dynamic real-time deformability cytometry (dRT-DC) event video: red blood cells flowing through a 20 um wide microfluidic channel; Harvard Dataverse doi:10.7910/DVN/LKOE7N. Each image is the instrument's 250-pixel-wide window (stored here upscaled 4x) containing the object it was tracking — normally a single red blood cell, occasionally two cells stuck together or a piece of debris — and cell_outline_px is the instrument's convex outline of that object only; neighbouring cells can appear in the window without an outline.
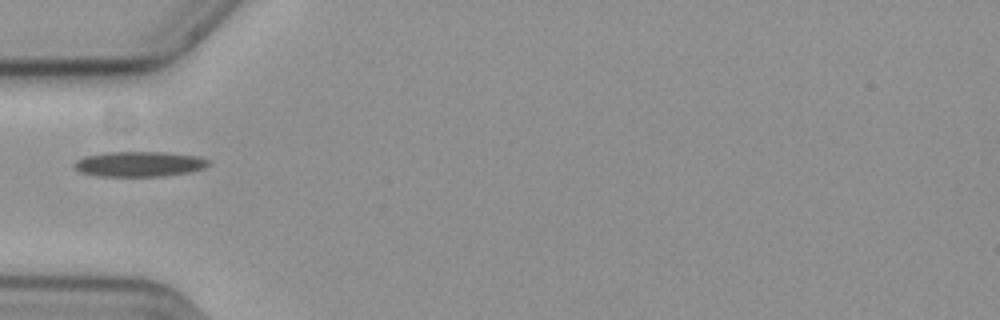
{"species": "common noctule bat (a hibernating species)", "species_latin": "Nyctalus noctula", "temperature_condition": "cold", "stored_images_in_passage": 39, "camera_frame_rate_fps": 3000, "um_per_image_px": 0.085, "animal": {"sex": "female", "body_mass_g": 19.3, "forearm_length_mm": 54.1}, "frame": {"image": 1, "passage_image": 1, "time_ms": 0.0, "image_size_px": [1000, 320], "cell_outline_px": [[212, 164], [204, 168], [192, 172], [164, 176], [96, 176], [80, 172], [72, 164], [76, 160], [84, 156], [104, 152], [164, 152], [200, 156], [208, 160]], "centroid_in_image_um": [11.86, 13.94], "position_along_channel_um": 73.1, "area_um2": 20.0}}
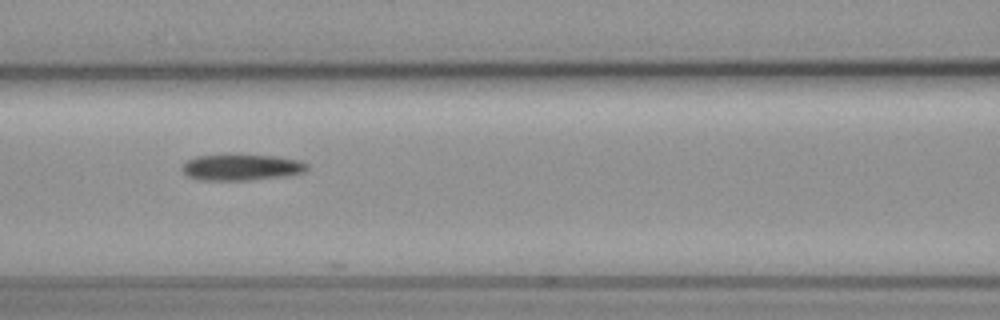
{"frame": {"image": 2, "passage_image": 7, "time_ms": 2.0, "image_size_px": [1000, 320], "cell_outline_px": [[308, 168], [304, 172], [284, 176], [248, 180], [200, 180], [188, 176], [180, 168], [188, 160], [196, 156], [276, 156], [300, 160], [308, 164]], "centroid_in_image_um": [20.54, 14.24], "position_along_channel_um": 146.1, "area_um2": 18.61}}
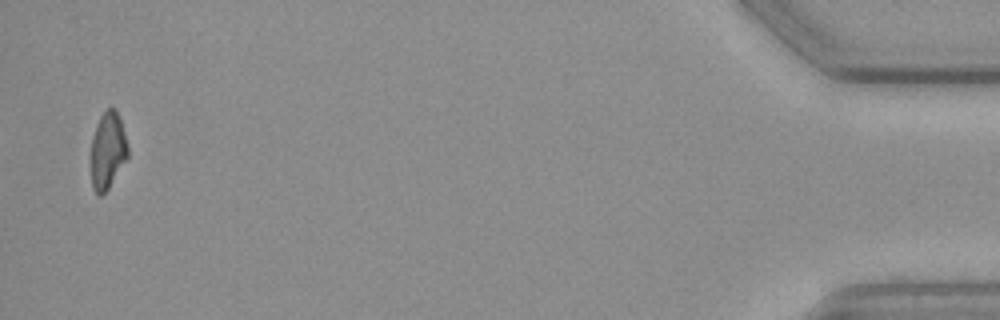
{"frame": {"image": 3, "passage_image": 38, "time_ms": 12.333, "image_size_px": [1000, 320], "cell_outline_px": [[128, 156], [108, 188], [100, 196], [92, 188], [88, 156], [92, 136], [96, 124], [100, 116], [108, 108], [116, 108], [120, 116], [128, 148]], "centroid_in_image_um": [9.1, 12.78], "position_along_channel_um": 426.1, "area_um2": 16.99}}